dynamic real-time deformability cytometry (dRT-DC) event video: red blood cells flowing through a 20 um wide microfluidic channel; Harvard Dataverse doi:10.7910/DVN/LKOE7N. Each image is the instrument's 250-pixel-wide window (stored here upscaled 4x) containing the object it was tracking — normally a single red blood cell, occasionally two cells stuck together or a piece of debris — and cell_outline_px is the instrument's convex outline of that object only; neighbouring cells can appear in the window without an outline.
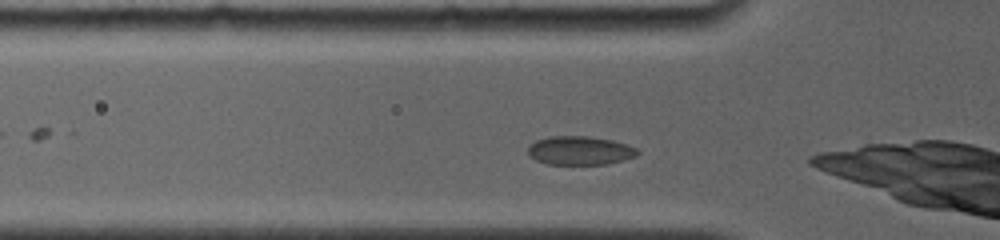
{"species": "common noctule bat (a hibernating species)", "species_latin": "Nyctalus noctula", "temperature_condition": "room temperature", "stored_images_in_passage": 26, "camera_frame_rate_fps": 4000, "um_per_image_px": 0.085, "animal": {"sex": "female", "body_mass_g": 19.0, "forearm_length_mm": 56.7}, "frame": {"image": 1, "passage_image": 2, "time_ms": 0.5, "image_size_px": [1000, 240], "cell_outline_px": [[640, 152], [636, 156], [624, 160], [608, 164], [548, 164], [536, 160], [528, 156], [528, 148], [536, 140], [548, 136], [588, 136], [612, 140], [628, 144], [636, 148]], "centroid_in_image_um": [49.31, 12.79], "position_along_channel_um": 76.5, "area_um2": 18.44}}
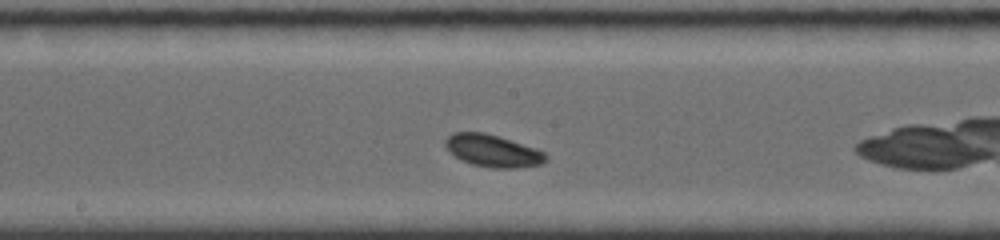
{"frame": {"image": 2, "passage_image": 12, "time_ms": 4.0, "image_size_px": [1000, 240], "cell_outline_px": [[548, 160], [544, 164], [516, 168], [492, 168], [472, 164], [460, 160], [444, 148], [444, 140], [452, 132], [484, 132], [536, 148], [544, 152], [548, 156]], "centroid_in_image_um": [41.87, 12.82], "position_along_channel_um": 206.3, "area_um2": 19.13}}
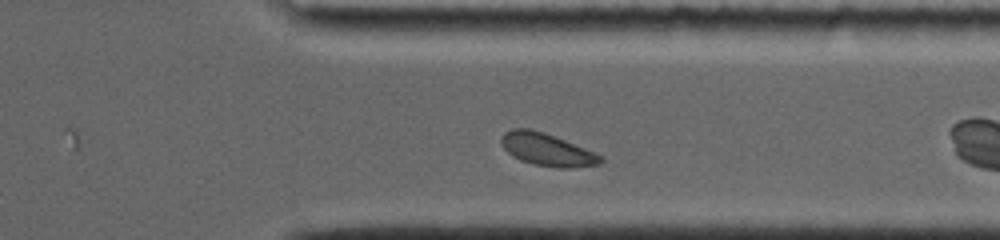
{"frame": {"image": 3, "passage_image": 21, "time_ms": 8.25, "image_size_px": [1000, 240], "cell_outline_px": [[604, 160], [600, 164], [568, 168], [556, 168], [532, 164], [520, 160], [512, 156], [504, 148], [500, 140], [500, 136], [504, 132], [512, 128], [528, 128], [544, 132], [604, 156]], "centroid_in_image_um": [46.48, 12.72], "position_along_channel_um": 364.9, "area_um2": 18.9}}